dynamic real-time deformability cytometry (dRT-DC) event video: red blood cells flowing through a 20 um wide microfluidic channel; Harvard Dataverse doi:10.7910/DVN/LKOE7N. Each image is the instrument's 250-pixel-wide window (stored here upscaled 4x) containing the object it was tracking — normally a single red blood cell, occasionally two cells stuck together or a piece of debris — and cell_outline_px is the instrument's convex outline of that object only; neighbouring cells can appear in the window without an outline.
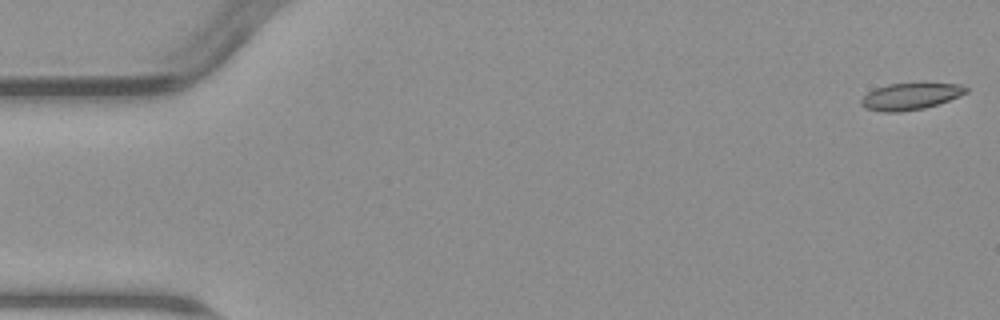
{"species": "common noctule bat (a hibernating species)", "species_latin": "Nyctalus noctula", "temperature_condition": "warm", "stored_images_in_passage": 5, "camera_frame_rate_fps": 3000, "um_per_image_px": 0.085, "animal": {"sex": "male", "body_mass_g": 23.1, "forearm_length_mm": 52.7}, "frame": {"image": 1, "passage_image": 1, "time_ms": 0.0, "image_size_px": [1000, 320], "cell_outline_px": [[968, 92], [960, 96], [924, 108], [900, 112], [880, 112], [864, 108], [860, 104], [860, 100], [868, 92], [876, 88], [888, 84], [960, 84], [968, 88]], "centroid_in_image_um": [77.34, 8.21], "position_along_channel_um": 7.7, "area_um2": 16.13}}
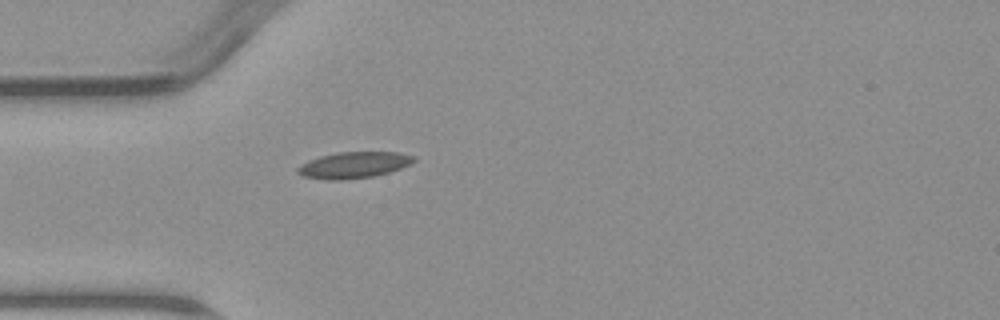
{"frame": {"image": 2, "passage_image": 5, "time_ms": 5.0, "image_size_px": [1000, 320], "cell_outline_px": [[416, 160], [400, 168], [388, 172], [372, 176], [340, 180], [328, 180], [304, 176], [296, 172], [296, 168], [308, 160], [320, 156], [336, 152], [396, 152], [416, 156]], "centroid_in_image_um": [30.04, 14.01], "position_along_channel_um": 55.0, "area_um2": 17.63}}